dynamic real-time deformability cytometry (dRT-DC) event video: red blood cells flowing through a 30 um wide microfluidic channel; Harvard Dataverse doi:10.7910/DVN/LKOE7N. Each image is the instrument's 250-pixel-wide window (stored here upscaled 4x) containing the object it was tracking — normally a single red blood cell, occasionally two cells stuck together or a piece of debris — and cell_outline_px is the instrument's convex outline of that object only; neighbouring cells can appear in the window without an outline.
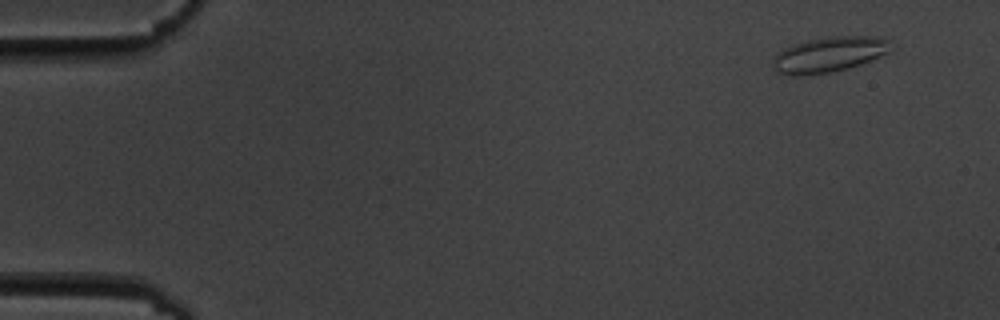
{"species": "common noctule bat (a hibernating species)", "species_latin": "Nyctalus noctula", "temperature_condition": "cold", "stored_images_in_passage": 5, "camera_frame_rate_fps": 3000, "um_per_image_px": 0.085, "animal": {"sex": "male", "body_mass_g": 19.5, "forearm_length_mm": 54.6}, "frame": {"image": 1, "passage_image": 2, "time_ms": 1.0, "image_size_px": [1000, 320], "cell_outline_px": [[896, 48], [892, 52], [860, 64], [848, 68], [832, 72], [808, 76], [784, 76], [776, 72], [772, 64], [772, 60], [776, 52], [792, 44], [808, 40], [828, 36], [880, 36], [888, 40]], "centroid_in_image_um": [70.47, 4.64], "position_along_channel_um": 14.5, "area_um2": 25.14}}
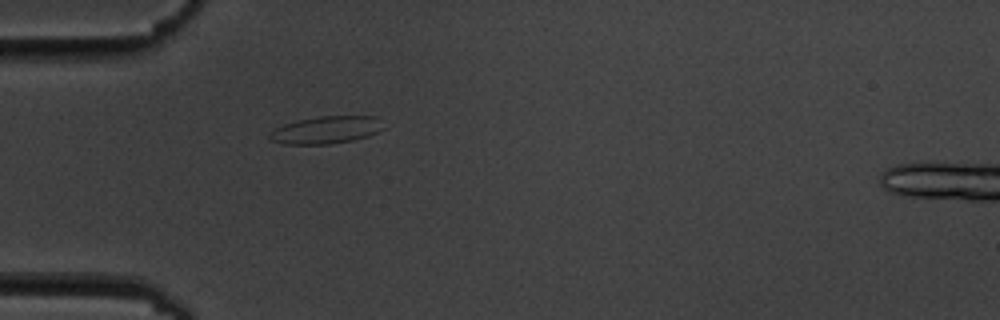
{"frame": {"image": 2, "passage_image": 5, "time_ms": 5.333, "image_size_px": [1000, 320], "cell_outline_px": [[384, 128], [368, 136], [352, 140], [328, 144], [284, 144], [272, 140], [268, 136], [268, 132], [284, 124], [296, 120], [320, 116], [376, 116]], "centroid_in_image_um": [27.69, 11.04], "position_along_channel_um": 57.3, "area_um2": 18.09}}